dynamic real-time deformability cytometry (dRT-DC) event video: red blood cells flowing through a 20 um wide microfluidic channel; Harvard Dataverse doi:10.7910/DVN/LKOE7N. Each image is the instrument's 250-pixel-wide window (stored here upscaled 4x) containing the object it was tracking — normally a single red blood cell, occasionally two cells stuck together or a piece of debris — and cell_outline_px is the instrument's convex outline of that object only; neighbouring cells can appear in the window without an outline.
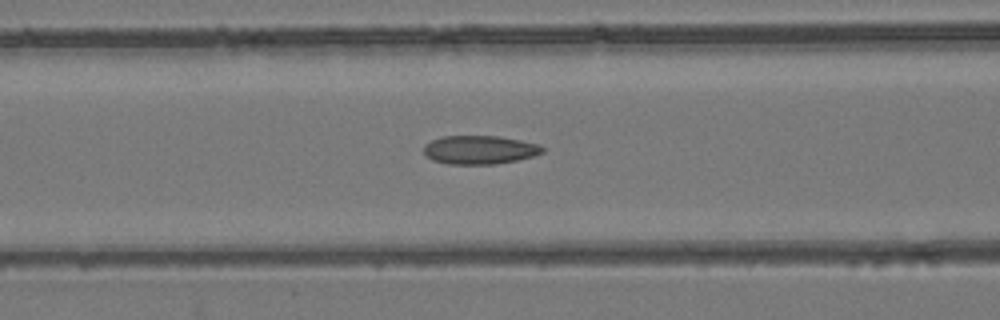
{"species": "common noctule bat (a hibernating species)", "species_latin": "Nyctalus noctula", "temperature_condition": "room temperature", "stored_images_in_passage": 52, "camera_frame_rate_fps": 3000, "um_per_image_px": 0.085, "animal": {"sex": "female", "body_mass_g": 24.6, "forearm_length_mm": 56.2}, "frame": {"image": 1, "passage_image": 21, "time_ms": 6.667, "image_size_px": [1000, 320], "cell_outline_px": [[544, 152], [532, 156], [516, 160], [496, 164], [448, 164], [432, 160], [424, 156], [424, 144], [432, 140], [444, 136], [496, 136], [520, 140], [540, 144], [544, 148]], "centroid_in_image_um": [40.75, 12.74], "position_along_channel_um": 125.9, "area_um2": 19.83}}
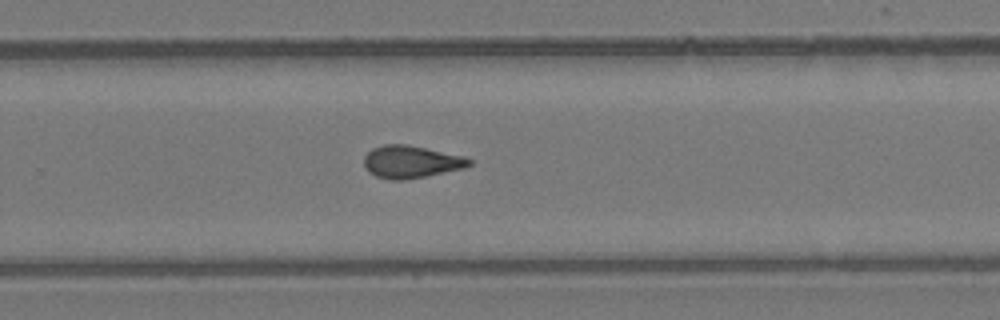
{"frame": {"image": 2, "passage_image": 34, "time_ms": 11.0, "image_size_px": [1000, 320], "cell_outline_px": [[472, 164], [464, 168], [404, 180], [392, 180], [376, 176], [368, 172], [364, 168], [364, 156], [372, 148], [384, 144], [408, 144], [464, 156], [472, 160]], "centroid_in_image_um": [34.91, 13.74], "position_along_channel_um": 294.9, "area_um2": 19.94}}
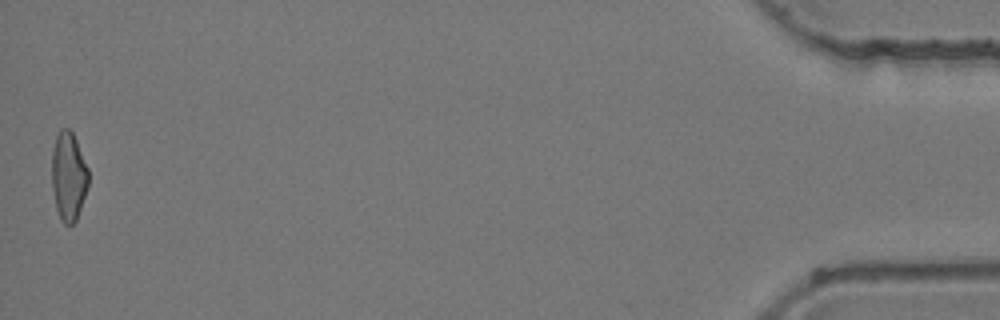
{"frame": {"image": 3, "passage_image": 52, "time_ms": 17.0, "image_size_px": [1000, 320], "cell_outline_px": [[88, 188], [76, 220], [72, 224], [64, 224], [60, 220], [56, 208], [52, 188], [52, 152], [56, 136], [60, 128], [68, 128], [72, 132], [76, 140], [88, 168]], "centroid_in_image_um": [5.82, 14.99], "position_along_channel_um": 429.4, "area_um2": 18.96}, "authors_computed_cell_mechanics": {"area_um2": 19.7676, "velocity_mm_per_s": 3.9081, "shape_relaxation_time_tau1_ms": null, "shape_relaxation_time_tau2_ms": 2.5638, "deformation_change_tau1": null, "deformation_change_tau2": 0.1015}}